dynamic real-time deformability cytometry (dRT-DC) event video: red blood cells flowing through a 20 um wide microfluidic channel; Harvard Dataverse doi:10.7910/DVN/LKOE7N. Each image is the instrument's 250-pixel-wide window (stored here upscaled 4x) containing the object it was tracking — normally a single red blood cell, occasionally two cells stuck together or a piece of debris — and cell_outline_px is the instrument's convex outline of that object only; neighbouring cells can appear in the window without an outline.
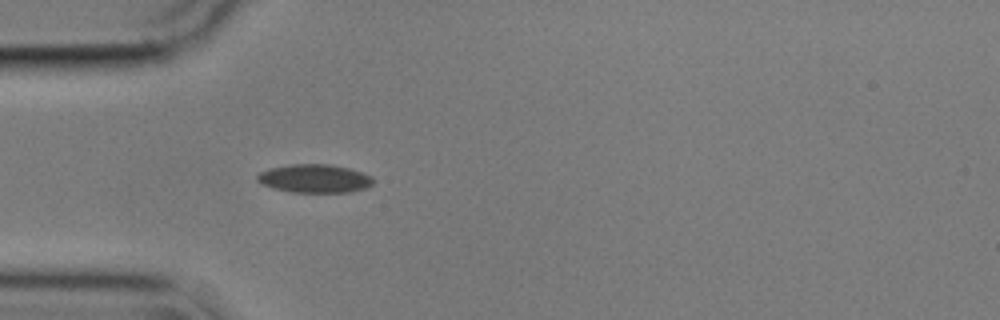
{"species": "common noctule bat (a hibernating species)", "species_latin": "Nyctalus noctula", "temperature_condition": "cold", "stored_images_in_passage": 41, "camera_frame_rate_fps": 3000, "um_per_image_px": 0.085, "animal": {"sex": "male", "body_mass_g": 17.9}, "frame": {"image": 1, "passage_image": 1, "time_ms": 0.0, "image_size_px": [1000, 320], "cell_outline_px": [[376, 180], [372, 184], [364, 188], [348, 192], [288, 192], [272, 188], [260, 184], [256, 180], [256, 176], [260, 172], [268, 168], [292, 164], [328, 164], [348, 168], [372, 176]], "centroid_in_image_um": [26.69, 15.17], "position_along_channel_um": 58.3, "area_um2": 19.31}}
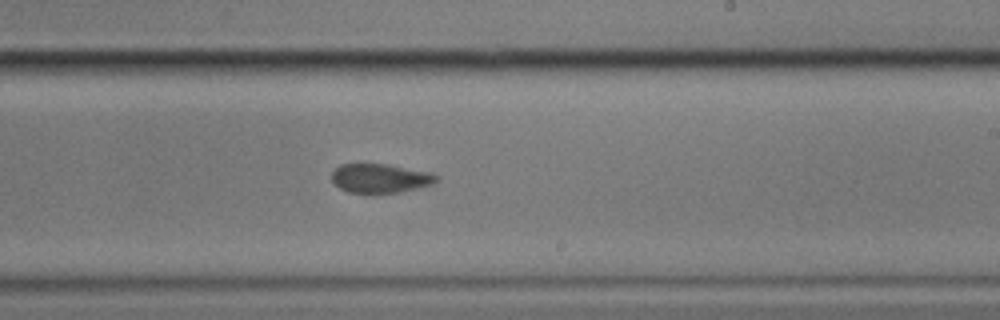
{"frame": {"image": 2, "passage_image": 18, "time_ms": 5.667, "image_size_px": [1000, 320], "cell_outline_px": [[440, 180], [432, 184], [400, 192], [372, 196], [368, 196], [348, 192], [340, 188], [332, 180], [332, 172], [340, 164], [388, 164], [432, 172], [440, 176]], "centroid_in_image_um": [32.34, 15.19], "position_along_channel_um": 256.7, "area_um2": 18.5}}
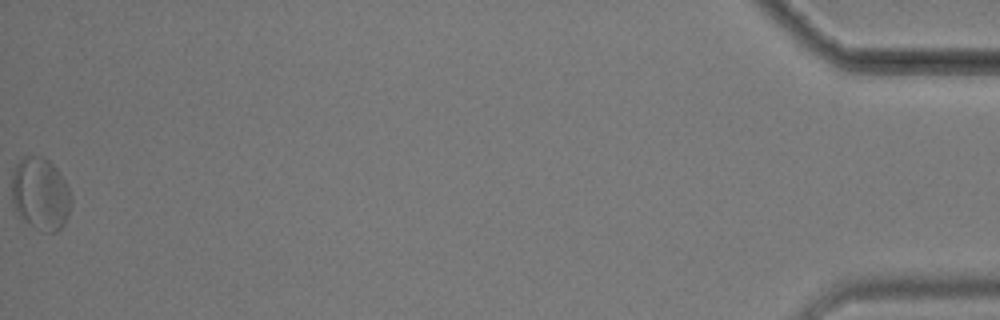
{"frame": {"image": 3, "passage_image": 41, "time_ms": 13.333, "image_size_px": [1000, 320], "cell_outline_px": [[72, 200], [64, 224], [56, 232], [44, 232], [20, 220], [12, 208], [12, 172], [16, 164], [24, 156], [40, 156], [48, 160], [56, 168], [64, 180], [68, 188]], "centroid_in_image_um": [3.39, 16.51], "position_along_channel_um": 431.8, "area_um2": 25.37}, "authors_computed_cell_mechanics": {"area_um2": 19.3052, "velocity_mm_per_s": 3.5534, "shape_relaxation_time_tau1_ms": 3.1568, "shape_relaxation_time_tau2_ms": 3.7065, "deformation_change_tau1": 0.061, "deformation_change_tau2": 0.0828}}